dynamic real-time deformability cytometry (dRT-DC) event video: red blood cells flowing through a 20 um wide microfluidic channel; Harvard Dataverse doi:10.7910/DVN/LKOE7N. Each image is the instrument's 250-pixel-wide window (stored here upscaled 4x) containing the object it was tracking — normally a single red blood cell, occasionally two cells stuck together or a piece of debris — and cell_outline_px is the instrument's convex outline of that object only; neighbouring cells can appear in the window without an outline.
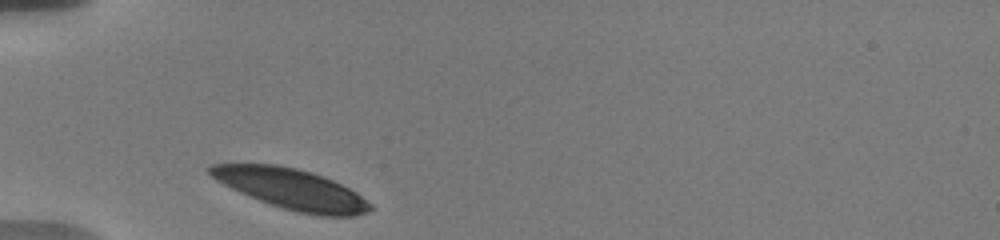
{"species": "human", "species_latin": "Homo sapiens", "temperature_condition": "warm", "stored_images_in_passage": 31, "camera_frame_rate_fps": 3000, "um_per_image_px": 0.085, "donor": {"sex": "male"}, "frame": {"image": 1, "passage_image": 1, "time_ms": 0.0, "image_size_px": [1000, 240], "cell_outline_px": [[376, 208], [368, 212], [356, 216], [320, 216], [296, 212], [260, 200], [240, 192], [216, 180], [204, 168], [212, 164], [276, 164], [296, 168], [312, 172], [324, 176], [356, 192], [372, 204]], "centroid_in_image_um": [24.81, 16.07], "position_along_channel_um": 60.2, "area_um2": 37.69}}
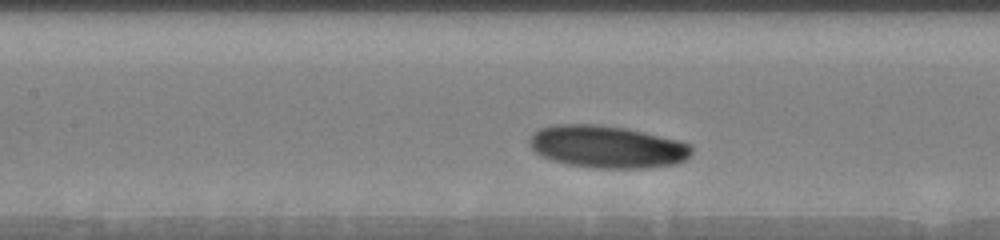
{"frame": {"image": 2, "passage_image": 10, "time_ms": 3.0, "image_size_px": [1000, 240], "cell_outline_px": [[692, 152], [684, 160], [676, 164], [648, 168], [592, 168], [568, 164], [552, 160], [540, 156], [528, 144], [528, 140], [532, 132], [540, 128], [552, 124], [596, 124], [624, 128], [644, 132], [680, 140], [692, 144]], "centroid_in_image_um": [51.59, 12.47], "position_along_channel_um": 155.8, "area_um2": 40.4}}
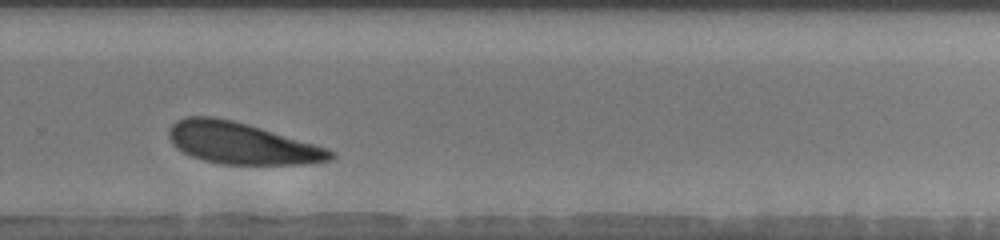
{"frame": {"image": 3, "passage_image": 23, "time_ms": 7.333, "image_size_px": [1000, 240], "cell_outline_px": [[336, 156], [332, 160], [308, 164], [220, 164], [204, 160], [192, 156], [176, 148], [172, 144], [168, 136], [168, 128], [176, 120], [184, 116], [212, 116], [232, 120], [248, 124], [328, 148], [336, 152]], "centroid_in_image_um": [20.53, 12.17], "position_along_channel_um": 309.3, "area_um2": 39.3}, "authors_computed_cell_mechanics": {"area_um2": 39.882, "velocity_mm_per_s": 3.5472, "shape_relaxation_time_tau1_ms": 1.2221, "shape_relaxation_time_tau2_ms": null, "deformation_change_tau1": 0.0739, "deformation_change_tau2": null}}